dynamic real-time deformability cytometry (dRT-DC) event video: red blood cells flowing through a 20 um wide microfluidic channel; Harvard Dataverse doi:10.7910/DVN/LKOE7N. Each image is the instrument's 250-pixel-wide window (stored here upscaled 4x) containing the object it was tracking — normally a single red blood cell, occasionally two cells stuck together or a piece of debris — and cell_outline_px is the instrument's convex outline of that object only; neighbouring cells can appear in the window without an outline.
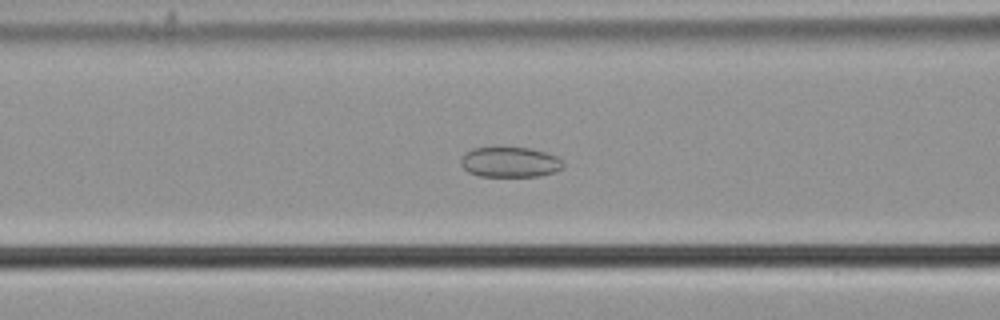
{"species": "common noctule bat (a hibernating species)", "species_latin": "Nyctalus noctula", "temperature_condition": "cold", "stored_images_in_passage": 48, "camera_frame_rate_fps": 3000, "um_per_image_px": 0.085, "animal": {"sex": "male", "body_mass_g": 21.5, "forearm_length_mm": 52.0}, "frame": {"image": 1, "passage_image": 15, "time_ms": 4.667, "image_size_px": [1000, 320], "cell_outline_px": [[564, 168], [556, 172], [540, 176], [480, 176], [468, 172], [460, 164], [460, 160], [464, 152], [472, 148], [532, 148], [556, 156], [564, 160]], "centroid_in_image_um": [43.37, 13.79], "position_along_channel_um": 123.2, "area_um2": 18.21}}
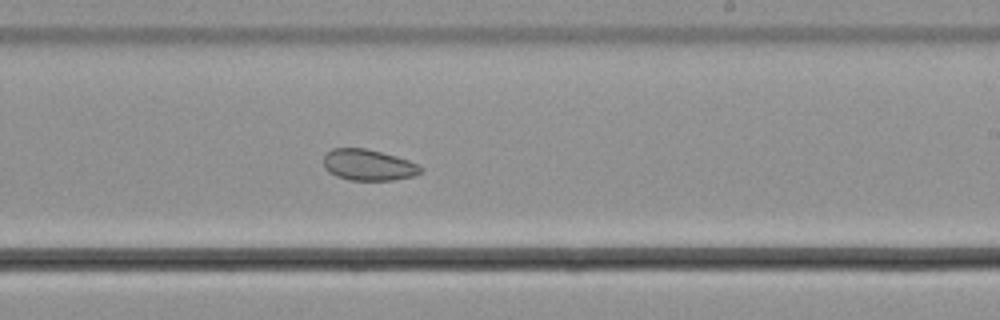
{"frame": {"image": 2, "passage_image": 26, "time_ms": 8.333, "image_size_px": [1000, 320], "cell_outline_px": [[424, 172], [412, 176], [392, 180], [348, 180], [336, 176], [328, 172], [324, 168], [324, 156], [332, 148], [364, 148], [396, 156], [408, 160], [424, 168]], "centroid_in_image_um": [31.3, 14.03], "position_along_channel_um": 257.7, "area_um2": 17.63}}
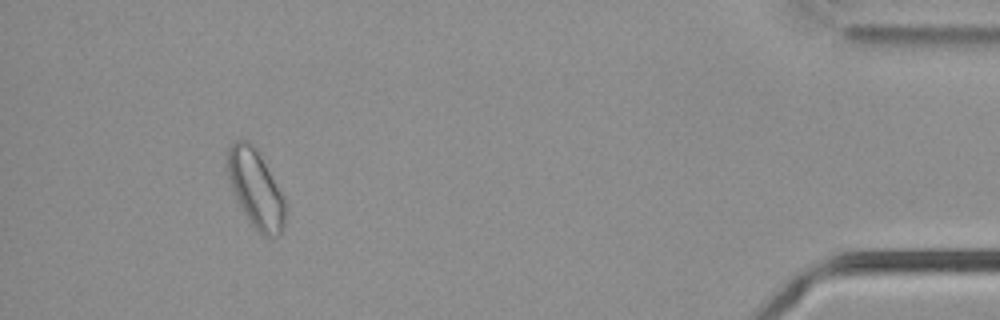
{"frame": {"image": 3, "passage_image": 44, "time_ms": 14.333, "image_size_px": [1000, 320], "cell_outline_px": [[288, 204], [284, 228], [276, 236], [268, 240], [248, 220], [240, 208], [236, 200], [228, 180], [228, 148], [236, 140], [248, 140], [260, 152], [284, 196]], "centroid_in_image_um": [21.78, 16.07], "position_along_channel_um": 413.4, "area_um2": 26.82}, "authors_computed_cell_mechanics": {"area_um2": 20.6924, "velocity_mm_per_s": 3.6719, "shape_relaxation_time_tau1_ms": null, "shape_relaxation_time_tau2_ms": 2.9761, "deformation_change_tau1": null, "deformation_change_tau2": 0.0666}}